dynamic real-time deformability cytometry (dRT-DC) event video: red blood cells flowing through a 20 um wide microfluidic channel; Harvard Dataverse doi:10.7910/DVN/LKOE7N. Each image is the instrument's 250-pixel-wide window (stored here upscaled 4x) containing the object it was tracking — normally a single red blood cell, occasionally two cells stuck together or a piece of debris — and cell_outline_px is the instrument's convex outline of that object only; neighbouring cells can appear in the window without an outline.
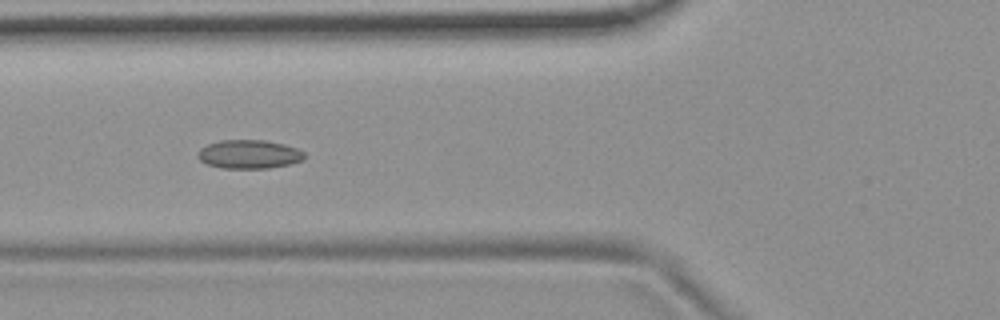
{"species": "common noctule bat (a hibernating species)", "species_latin": "Nyctalus noctula", "temperature_condition": "room temperature", "stored_images_in_passage": 48, "camera_frame_rate_fps": 3000, "um_per_image_px": 0.085, "animal": {"sex": "female", "body_mass_g": 19.9}, "frame": {"image": 1, "passage_image": 14, "time_ms": 4.333, "image_size_px": [1000, 320], "cell_outline_px": [[304, 160], [288, 164], [268, 168], [220, 168], [208, 164], [200, 160], [196, 156], [200, 148], [208, 144], [220, 140], [264, 140], [284, 144], [296, 148], [304, 152]], "centroid_in_image_um": [21.15, 13.11], "position_along_channel_um": 104.7, "area_um2": 17.8}}
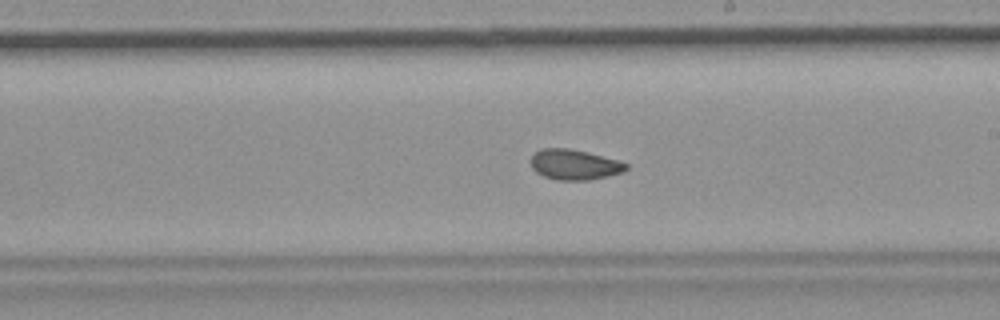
{"frame": {"image": 2, "passage_image": 25, "time_ms": 8.0, "image_size_px": [1000, 320], "cell_outline_px": [[628, 168], [624, 172], [608, 176], [588, 180], [556, 180], [544, 176], [536, 172], [532, 168], [532, 156], [540, 148], [568, 148], [588, 152], [616, 160], [628, 164]], "centroid_in_image_um": [48.83, 13.99], "position_along_channel_um": 240.2, "area_um2": 16.76}}
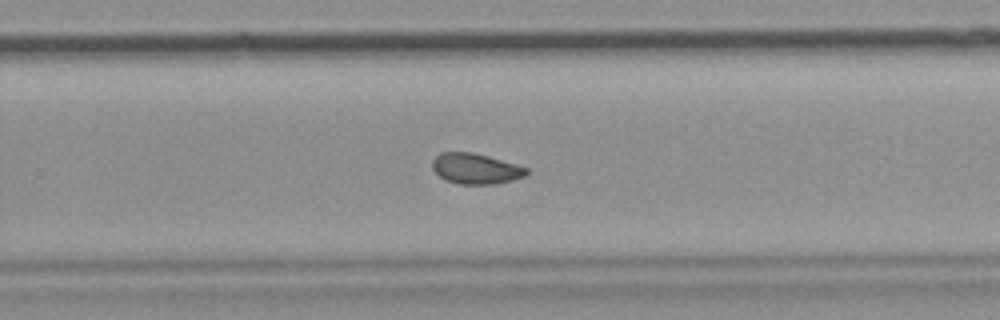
{"frame": {"image": 3, "passage_image": 29, "time_ms": 9.333, "image_size_px": [1000, 320], "cell_outline_px": [[528, 172], [524, 176], [512, 180], [496, 184], [456, 184], [444, 180], [432, 168], [432, 160], [440, 152], [472, 152], [488, 156], [516, 164], [528, 168]], "centroid_in_image_um": [40.41, 14.34], "position_along_channel_um": 289.4, "area_um2": 16.82}, "authors_computed_cell_mechanics": {"area_um2": 17.1666, "velocity_mm_per_s": 3.7086, "shape_relaxation_time_tau1_ms": null, "shape_relaxation_time_tau2_ms": 1.6853, "deformation_change_tau1": null, "deformation_change_tau2": 0.0694}}